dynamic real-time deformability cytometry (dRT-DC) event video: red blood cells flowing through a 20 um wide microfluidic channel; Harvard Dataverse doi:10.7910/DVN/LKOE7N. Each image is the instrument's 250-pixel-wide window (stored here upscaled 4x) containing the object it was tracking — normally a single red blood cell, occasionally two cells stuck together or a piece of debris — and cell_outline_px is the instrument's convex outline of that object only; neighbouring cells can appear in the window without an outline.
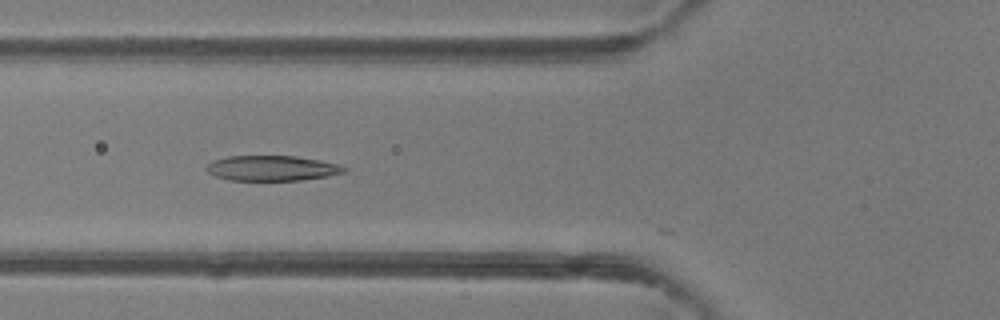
{"species": "common noctule bat (a hibernating species)", "species_latin": "Nyctalus noctula", "temperature_condition": "room temperature", "stored_images_in_passage": 33, "camera_frame_rate_fps": 3000, "um_per_image_px": 0.085, "animal": {"sex": "female"}, "frame": {"image": 1, "passage_image": 2, "time_ms": 0.333, "image_size_px": [1000, 320], "cell_outline_px": [[348, 168], [344, 172], [328, 176], [300, 180], [228, 180], [216, 176], [208, 172], [204, 168], [212, 160], [228, 156], [296, 156], [320, 160], [340, 164]], "centroid_in_image_um": [23.12, 14.29], "position_along_channel_um": 102.7, "area_um2": 20.29}}
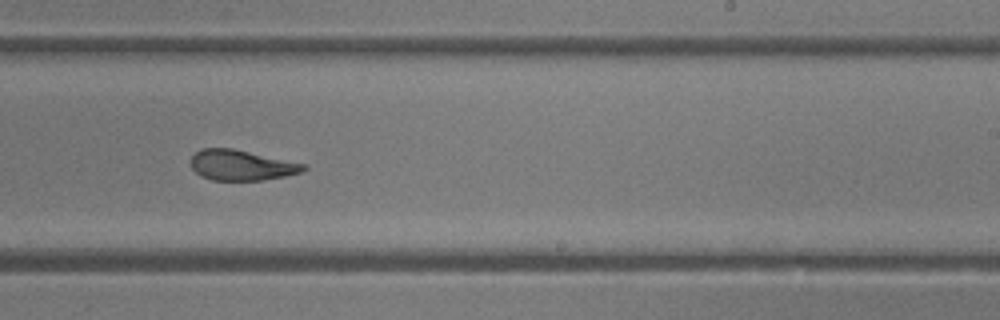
{"frame": {"image": 2, "passage_image": 14, "time_ms": 4.333, "image_size_px": [1000, 320], "cell_outline_px": [[308, 168], [300, 172], [284, 176], [264, 180], [212, 180], [200, 176], [192, 168], [188, 160], [200, 148], [232, 148], [308, 164]], "centroid_in_image_um": [20.51, 14.03], "position_along_channel_um": 268.5, "area_um2": 20.17}}
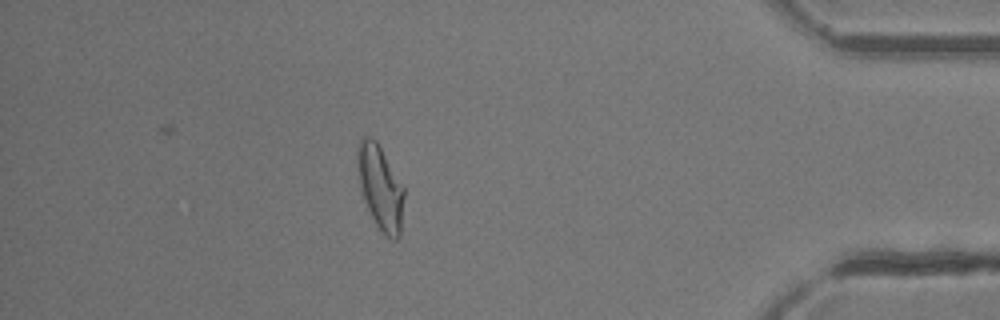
{"frame": {"image": 3, "passage_image": 27, "time_ms": 8.667, "image_size_px": [1000, 320], "cell_outline_px": [[404, 196], [400, 236], [396, 240], [392, 240], [376, 224], [368, 208], [360, 188], [356, 160], [356, 148], [360, 140], [364, 136], [372, 136], [376, 140], [404, 188]], "centroid_in_image_um": [32.31, 15.89], "position_along_channel_um": 402.9, "area_um2": 22.66}, "authors_computed_cell_mechanics": {"area_um2": 20.9236, "velocity_mm_per_s": 4.1317, "shape_relaxation_time_tau1_ms": 5.0723, "shape_relaxation_time_tau2_ms": 1.5133, "deformation_change_tau1": 0.1886, "deformation_change_tau2": 0.0949}}